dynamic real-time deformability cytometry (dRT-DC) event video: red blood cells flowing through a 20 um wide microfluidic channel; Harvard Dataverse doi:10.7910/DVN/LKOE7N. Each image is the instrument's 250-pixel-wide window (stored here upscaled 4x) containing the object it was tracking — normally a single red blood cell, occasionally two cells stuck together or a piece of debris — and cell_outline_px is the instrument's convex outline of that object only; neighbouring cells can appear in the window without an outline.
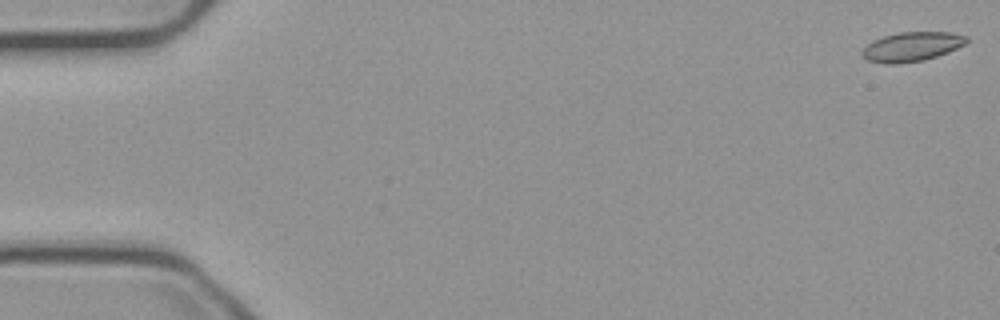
{"species": "common noctule bat (a hibernating species)", "species_latin": "Nyctalus noctula", "temperature_condition": "cold", "stored_images_in_passage": 55, "camera_frame_rate_fps": 3000, "um_per_image_px": 0.085, "animal": {"sex": "male", "body_mass_g": 23.1, "forearm_length_mm": 52.7}, "frame": {"image": 1, "passage_image": 1, "time_ms": 0.0, "image_size_px": [1000, 320], "cell_outline_px": [[968, 40], [964, 44], [948, 52], [924, 60], [896, 64], [884, 64], [868, 60], [860, 56], [860, 52], [872, 40], [884, 36], [900, 32], [952, 32], [968, 36]], "centroid_in_image_um": [77.47, 3.97], "position_along_channel_um": 7.5, "area_um2": 17.92}}
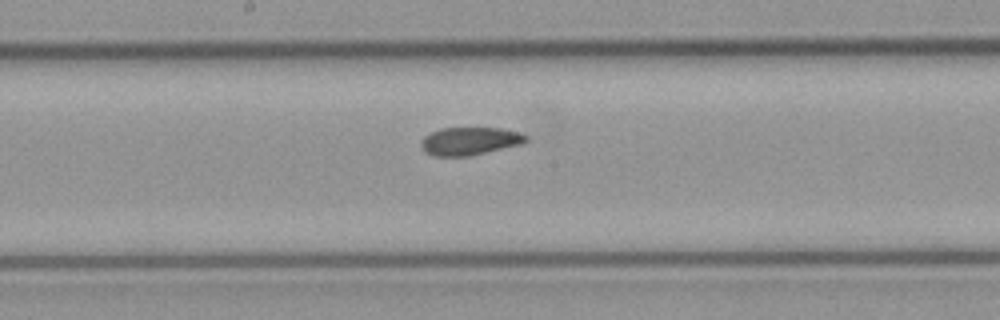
{"frame": {"image": 2, "passage_image": 29, "time_ms": 9.333, "image_size_px": [1000, 320], "cell_outline_px": [[528, 140], [524, 144], [468, 156], [432, 156], [424, 152], [420, 144], [420, 140], [424, 136], [440, 128], [500, 128], [520, 132], [528, 136]], "centroid_in_image_um": [39.93, 11.99], "position_along_channel_um": 208.3, "area_um2": 17.28}}
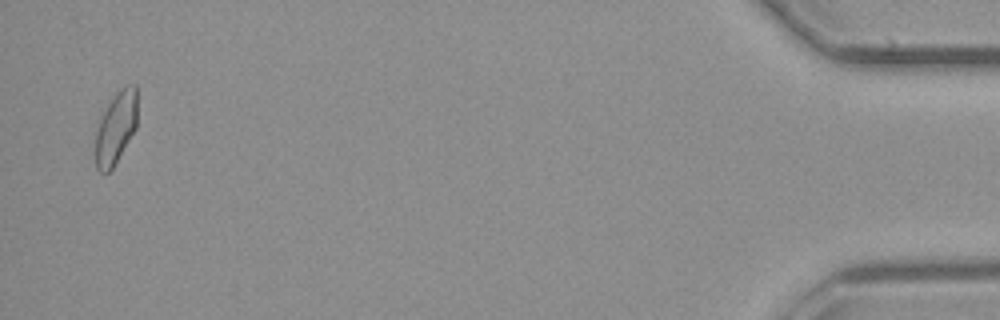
{"frame": {"image": 3, "passage_image": 54, "time_ms": 17.667, "image_size_px": [1000, 320], "cell_outline_px": [[136, 128], [112, 168], [108, 172], [100, 172], [96, 168], [96, 132], [100, 120], [108, 104], [116, 92], [120, 88], [132, 84], [136, 84]], "centroid_in_image_um": [9.85, 10.85], "position_along_channel_um": 425.3, "area_um2": 17.17}, "authors_computed_cell_mechanics": {"area_um2": 17.8602, "velocity_mm_per_s": 3.7242, "shape_relaxation_time_tau1_ms": null, "shape_relaxation_time_tau2_ms": 3.3165, "deformation_change_tau1": null, "deformation_change_tau2": 0.0477}}